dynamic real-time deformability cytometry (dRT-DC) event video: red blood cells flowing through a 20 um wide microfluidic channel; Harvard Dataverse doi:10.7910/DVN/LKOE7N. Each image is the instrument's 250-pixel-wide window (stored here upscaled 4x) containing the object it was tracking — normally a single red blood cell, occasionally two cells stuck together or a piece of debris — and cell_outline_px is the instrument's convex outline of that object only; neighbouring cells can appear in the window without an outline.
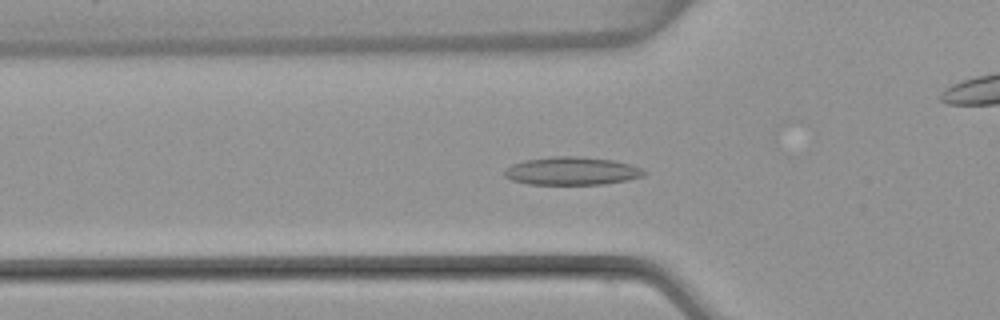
{"species": "common noctule bat (a hibernating species)", "species_latin": "Nyctalus noctula", "temperature_condition": "warm", "stored_images_in_passage": 54, "camera_frame_rate_fps": 3000, "um_per_image_px": 0.085, "animal": {"sex": "female", "body_mass_g": 22.7, "forearm_length_mm": 54.2}, "frame": {"image": 1, "passage_image": 18, "time_ms": 5.667, "image_size_px": [1000, 320], "cell_outline_px": [[648, 172], [644, 176], [628, 180], [604, 184], [528, 184], [512, 180], [504, 176], [504, 168], [512, 164], [524, 160], [552, 156], [580, 156], [612, 160], [628, 164], [640, 168]], "centroid_in_image_um": [48.58, 14.53], "position_along_channel_um": 77.2, "area_um2": 22.89}}
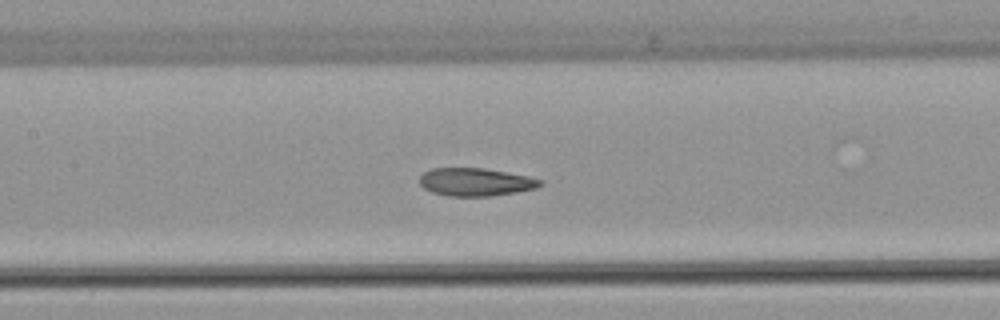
{"frame": {"image": 2, "passage_image": 25, "time_ms": 8.0, "image_size_px": [1000, 320], "cell_outline_px": [[544, 184], [536, 188], [516, 192], [492, 196], [448, 196], [432, 192], [424, 188], [420, 184], [420, 176], [424, 172], [432, 168], [484, 168], [528, 176], [544, 180]], "centroid_in_image_um": [40.45, 15.47], "position_along_channel_um": 167.0, "area_um2": 19.71}}
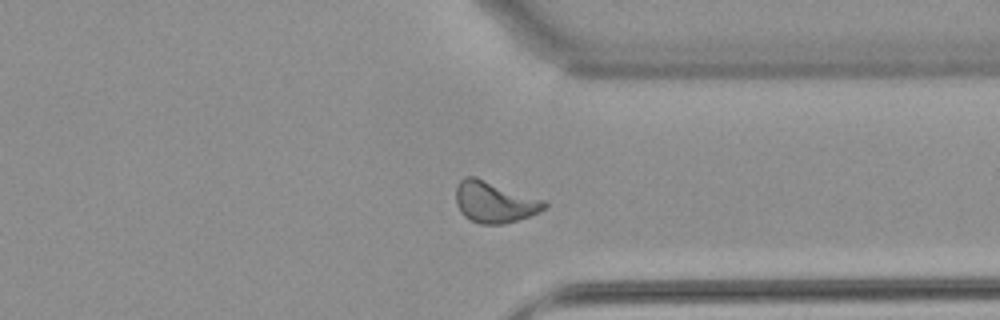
{"frame": {"image": 3, "passage_image": 41, "time_ms": 13.333, "image_size_px": [1000, 320], "cell_outline_px": [[548, 204], [540, 212], [504, 224], [480, 224], [464, 216], [460, 212], [456, 204], [456, 184], [464, 176], [476, 176], [544, 200]], "centroid_in_image_um": [41.99, 17.16], "position_along_channel_um": 369.4, "area_um2": 21.33}, "authors_computed_cell_mechanics": {"area_um2": 20.808, "velocity_mm_per_s": 3.8111, "shape_relaxation_time_tau1_ms": 9.4431, "shape_relaxation_time_tau2_ms": 1.6533, "deformation_change_tau1": 0.1984, "deformation_change_tau2": 0.0724}}